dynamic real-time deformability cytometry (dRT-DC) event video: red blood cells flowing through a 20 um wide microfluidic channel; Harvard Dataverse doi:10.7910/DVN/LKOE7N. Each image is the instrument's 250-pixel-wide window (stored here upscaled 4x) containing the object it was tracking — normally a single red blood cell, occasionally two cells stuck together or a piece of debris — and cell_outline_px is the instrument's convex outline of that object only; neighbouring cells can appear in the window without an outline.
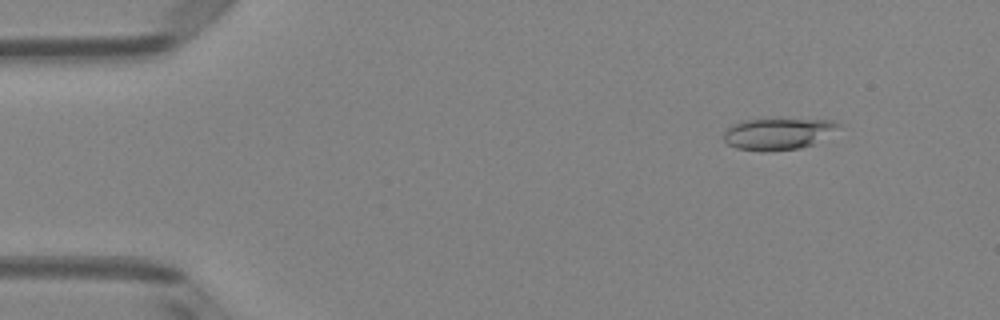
{"species": "Egyptian fruit bat (a non-hibernating species)", "species_latin": "Rousettus aegyptiacus", "temperature_condition": "room temperature", "stored_images_in_passage": 6, "camera_frame_rate_fps": 3000, "um_per_image_px": 0.085, "animal": {"sex": "female"}, "frame": {"image": 1, "passage_image": 2, "time_ms": 0.333, "image_size_px": [1000, 320], "cell_outline_px": [[840, 124], [812, 144], [800, 148], [764, 152], [736, 148], [728, 144], [724, 140], [724, 132], [732, 124], [740, 120], [764, 116], [832, 120]], "centroid_in_image_um": [66.01, 11.31], "position_along_channel_um": 19.0, "area_um2": 21.73}}
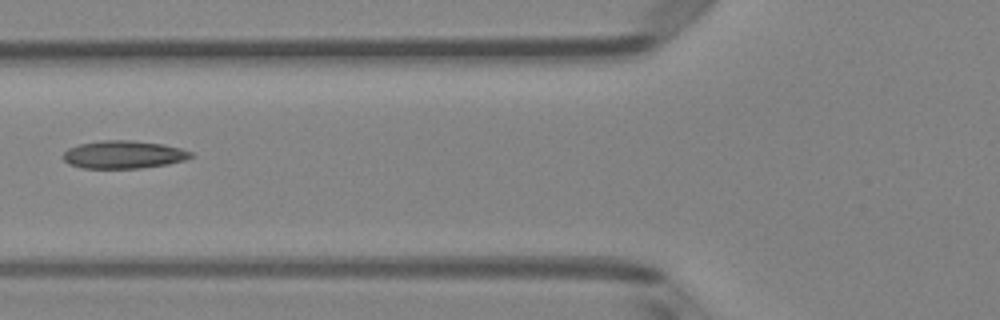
{"frame": {"image": 2, "passage_image": 6, "time_ms": 1.667, "image_size_px": [1000, 320], "cell_outline_px": [[196, 156], [184, 160], [168, 164], [140, 168], [84, 168], [68, 164], [64, 160], [64, 152], [68, 148], [80, 144], [100, 140], [128, 140], [164, 144], [180, 148], [192, 152]], "centroid_in_image_um": [10.53, 13.14], "position_along_channel_um": 115.3, "area_um2": 20.75}}